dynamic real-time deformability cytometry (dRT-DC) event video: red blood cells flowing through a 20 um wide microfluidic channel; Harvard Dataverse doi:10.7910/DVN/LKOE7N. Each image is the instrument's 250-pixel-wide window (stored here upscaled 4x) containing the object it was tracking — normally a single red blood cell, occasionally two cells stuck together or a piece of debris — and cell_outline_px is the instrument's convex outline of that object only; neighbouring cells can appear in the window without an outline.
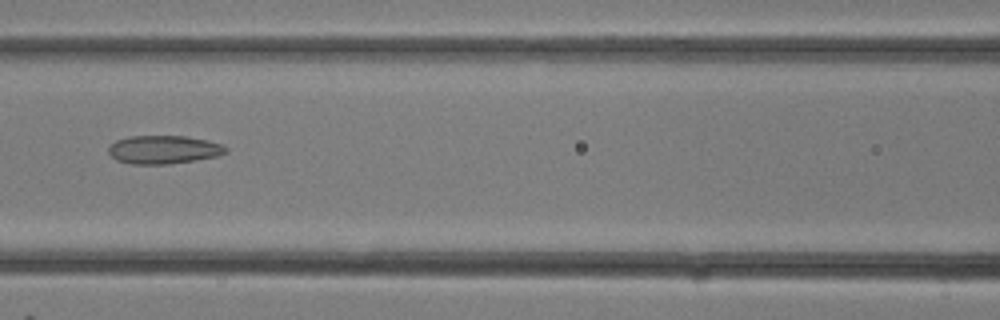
{"species": "common noctule bat (a hibernating species)", "species_latin": "Nyctalus noctula", "temperature_condition": "room temperature", "stored_images_in_passage": 19, "camera_frame_rate_fps": 3000, "um_per_image_px": 0.085, "animal": {"sex": "female"}, "frame": {"image": 1, "passage_image": 14, "time_ms": 4.333, "image_size_px": [1000, 320], "cell_outline_px": [[228, 152], [220, 156], [196, 160], [168, 164], [132, 164], [116, 160], [108, 152], [108, 148], [116, 140], [132, 136], [184, 136], [208, 140], [220, 144], [228, 148]], "centroid_in_image_um": [13.94, 12.72], "position_along_channel_um": 152.7, "area_um2": 19.42}}
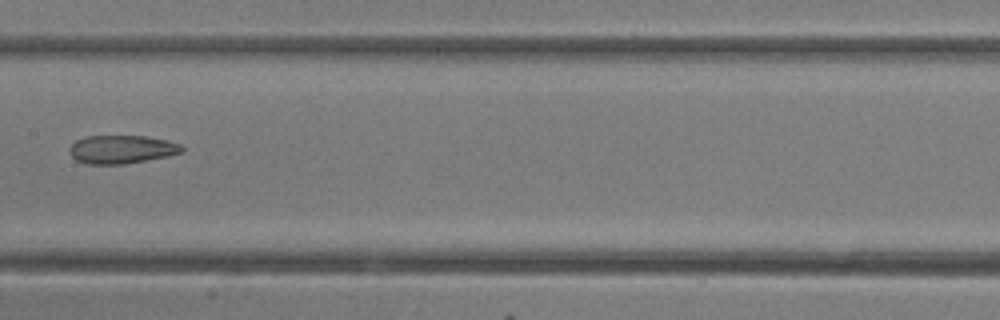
{"frame": {"image": 2, "passage_image": 16, "time_ms": 5.0, "image_size_px": [1000, 320], "cell_outline_px": [[184, 152], [168, 156], [148, 160], [124, 164], [84, 164], [76, 160], [68, 152], [68, 148], [76, 140], [84, 136], [144, 136], [168, 140], [180, 144], [184, 148]], "centroid_in_image_um": [10.33, 12.7], "position_along_channel_um": 197.1, "area_um2": 18.79}}
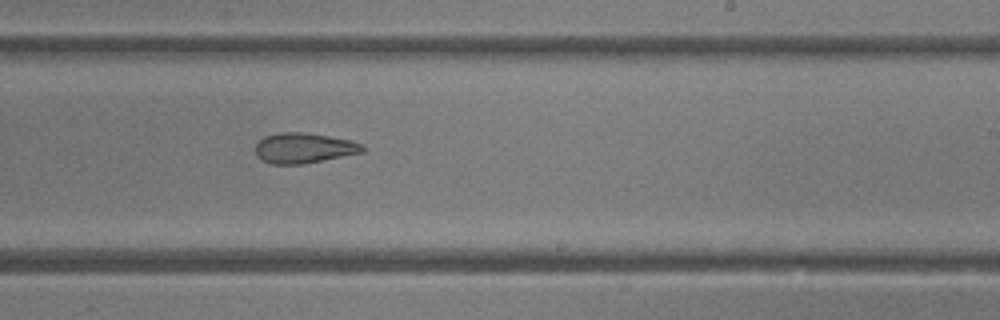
{"frame": {"image": 3, "passage_image": 19, "time_ms": 6.0, "image_size_px": [1000, 320], "cell_outline_px": [[364, 152], [304, 164], [272, 164], [260, 160], [256, 156], [256, 144], [264, 136], [280, 132], [304, 132], [352, 140], [364, 144]], "centroid_in_image_um": [25.83, 12.58], "position_along_channel_um": 263.2, "area_um2": 19.07}}